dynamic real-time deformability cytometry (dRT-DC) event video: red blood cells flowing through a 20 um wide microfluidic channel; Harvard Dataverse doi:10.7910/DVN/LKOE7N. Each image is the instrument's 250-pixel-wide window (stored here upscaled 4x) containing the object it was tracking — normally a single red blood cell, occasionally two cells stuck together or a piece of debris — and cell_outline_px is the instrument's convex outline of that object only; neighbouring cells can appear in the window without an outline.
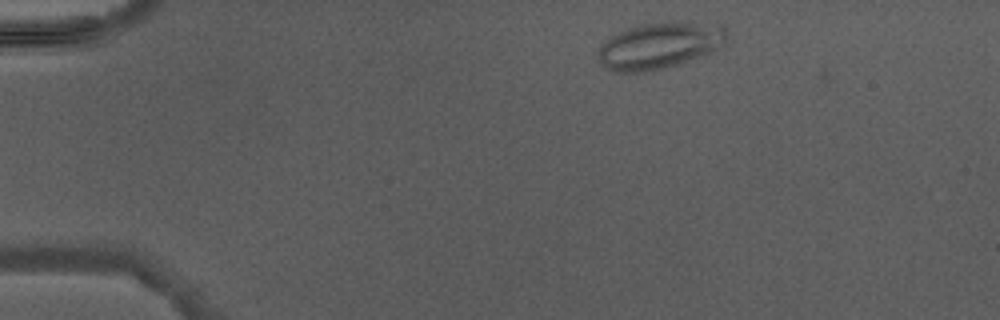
{"species": "Egyptian fruit bat (a non-hibernating species)", "species_latin": "Rousettus aegyptiacus", "temperature_condition": "warm", "stored_images_in_passage": 3, "camera_frame_rate_fps": 3000, "um_per_image_px": 0.085, "animal": {"sex": "male"}, "frame": {"image": 1, "passage_image": 1, "time_ms": 0.0, "image_size_px": [1000, 320], "cell_outline_px": [[728, 36], [724, 44], [712, 52], [652, 72], [616, 72], [608, 68], [600, 60], [596, 52], [604, 40], [628, 28], [640, 24], [724, 24]], "centroid_in_image_um": [56.05, 3.9], "position_along_channel_um": 28.9, "area_um2": 34.04}}